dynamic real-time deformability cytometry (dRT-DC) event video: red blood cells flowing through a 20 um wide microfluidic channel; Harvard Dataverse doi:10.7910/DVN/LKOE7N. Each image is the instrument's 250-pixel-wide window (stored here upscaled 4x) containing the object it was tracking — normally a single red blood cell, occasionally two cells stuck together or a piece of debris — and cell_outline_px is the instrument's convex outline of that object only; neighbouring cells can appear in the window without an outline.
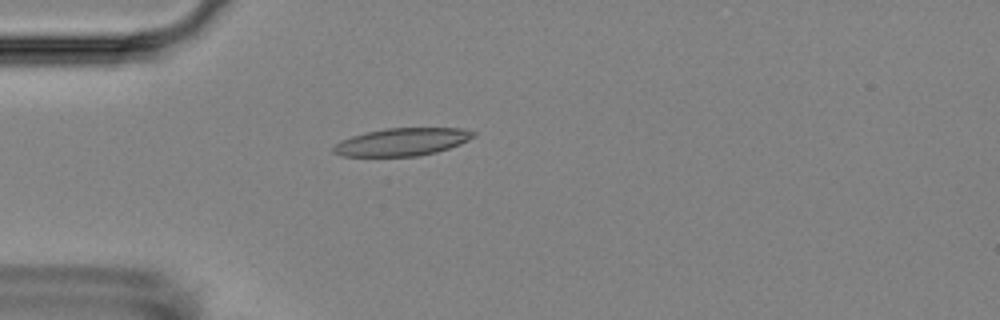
{"species": "Egyptian fruit bat (a non-hibernating species)", "species_latin": "Rousettus aegyptiacus", "temperature_condition": "room temperature", "stored_images_in_passage": 4, "camera_frame_rate_fps": 3000, "um_per_image_px": 0.085, "animal": {"sex": "female"}, "frame": {"image": 1, "passage_image": 4, "time_ms": 4.667, "image_size_px": [1000, 320], "cell_outline_px": [[476, 136], [460, 144], [436, 152], [420, 156], [340, 156], [332, 152], [332, 148], [340, 140], [352, 136], [384, 128], [464, 128], [476, 132]], "centroid_in_image_um": [34.19, 12.06], "position_along_channel_um": 50.8, "area_um2": 22.66}}